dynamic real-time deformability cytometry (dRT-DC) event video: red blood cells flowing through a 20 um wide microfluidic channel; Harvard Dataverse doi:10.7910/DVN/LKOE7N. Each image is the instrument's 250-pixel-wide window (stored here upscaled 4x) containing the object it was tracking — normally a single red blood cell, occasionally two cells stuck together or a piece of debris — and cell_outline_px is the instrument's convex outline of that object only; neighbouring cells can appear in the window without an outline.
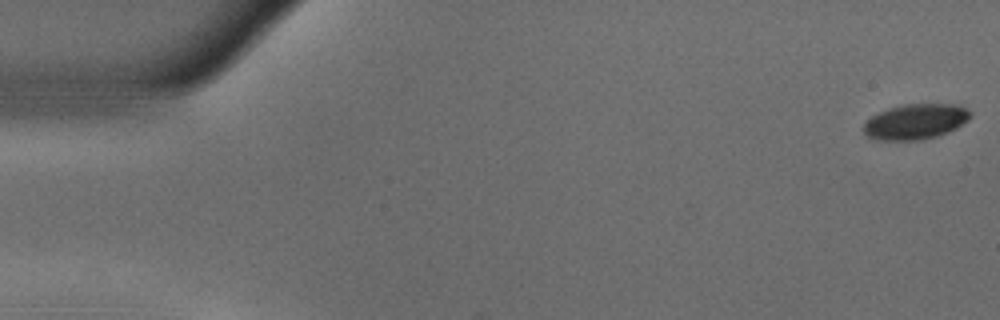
{"species": "common noctule bat (a hibernating species)", "species_latin": "Nyctalus noctula", "temperature_condition": "warm", "stored_images_in_passage": 55, "camera_frame_rate_fps": 3000, "um_per_image_px": 0.085, "animal": {"sex": "male", "body_mass_g": 18.8}, "frame": {"image": 1, "passage_image": 1, "time_ms": 0.0, "image_size_px": [1000, 320], "cell_outline_px": [[972, 116], [968, 120], [956, 128], [936, 136], [920, 140], [876, 140], [868, 136], [864, 132], [864, 124], [872, 116], [888, 108], [904, 104], [956, 104], [972, 112]], "centroid_in_image_um": [77.83, 10.33], "position_along_channel_um": 7.2, "area_um2": 21.85}}
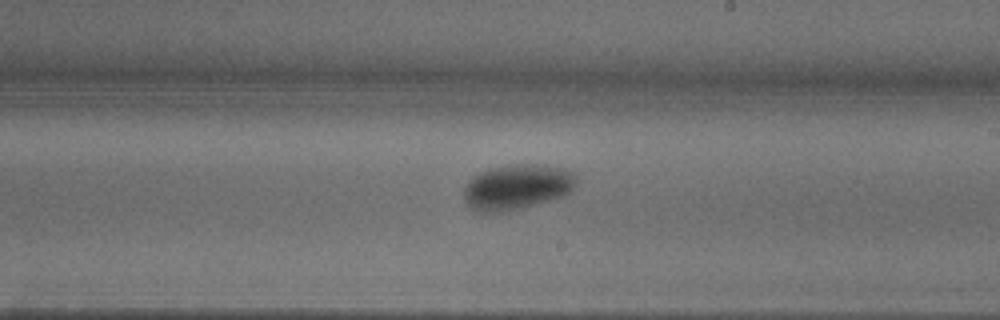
{"frame": {"image": 2, "passage_image": 32, "time_ms": 10.333, "image_size_px": [1000, 320], "cell_outline_px": [[576, 184], [572, 192], [564, 196], [520, 208], [504, 212], [480, 212], [472, 208], [464, 200], [464, 188], [472, 176], [480, 172], [492, 168], [508, 164], [544, 164], [576, 172]], "centroid_in_image_um": [43.97, 15.87], "position_along_channel_um": 245.0, "area_um2": 29.82}}
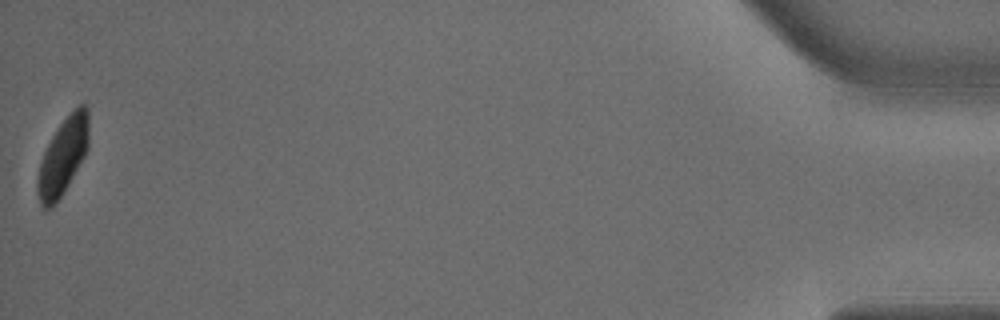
{"frame": {"image": 3, "passage_image": 55, "time_ms": 18.0, "image_size_px": [1000, 320], "cell_outline_px": [[88, 148], [84, 156], [64, 192], [56, 204], [52, 208], [44, 208], [40, 204], [36, 192], [36, 180], [40, 164], [44, 152], [52, 136], [60, 124], [80, 104], [84, 104], [88, 108]], "centroid_in_image_um": [5.33, 13.35], "position_along_channel_um": 429.9, "area_um2": 22.72}, "authors_computed_cell_mechanics": {"area_um2": 26.0678, "velocity_mm_per_s": 3.6627, "shape_relaxation_time_tau1_ms": 3.3903, "shape_relaxation_time_tau2_ms": 4.9469, "deformation_change_tau1": 0.1272, "deformation_change_tau2": 0.0457}}